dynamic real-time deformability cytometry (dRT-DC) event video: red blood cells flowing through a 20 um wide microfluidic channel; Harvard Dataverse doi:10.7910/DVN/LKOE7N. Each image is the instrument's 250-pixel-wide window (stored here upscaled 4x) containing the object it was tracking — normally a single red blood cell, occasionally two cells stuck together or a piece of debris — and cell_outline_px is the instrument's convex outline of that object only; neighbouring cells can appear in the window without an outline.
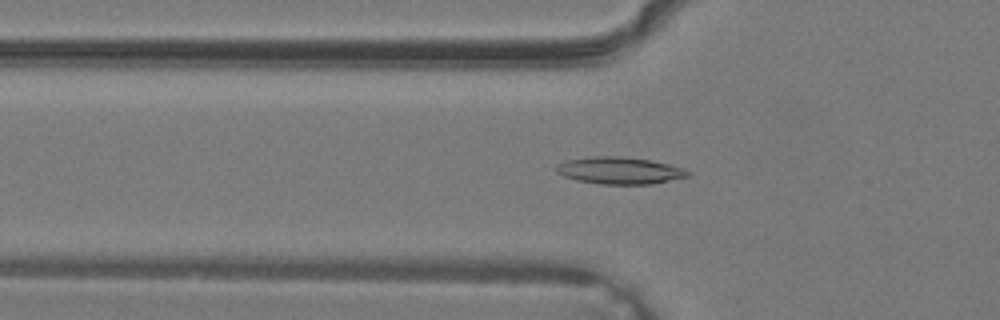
{"species": "common noctule bat (a hibernating species)", "species_latin": "Nyctalus noctula", "temperature_condition": "warm", "stored_images_in_passage": 27, "camera_frame_rate_fps": 3000, "um_per_image_px": 0.085, "animal": {"sex": "male", "body_mass_g": 19.2, "forearm_length_mm": 51.8}, "frame": {"image": 1, "passage_image": 5, "time_ms": 1.333, "image_size_px": [1000, 320], "cell_outline_px": [[692, 172], [688, 176], [652, 184], [600, 184], [576, 180], [564, 176], [556, 172], [556, 164], [568, 160], [592, 156], [624, 156], [652, 160], [684, 168]], "centroid_in_image_um": [52.67, 14.49], "position_along_channel_um": 73.1, "area_um2": 20.81}}
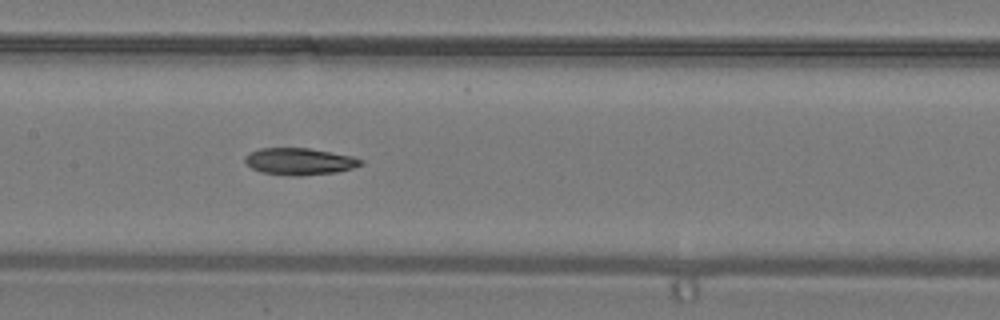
{"frame": {"image": 2, "passage_image": 11, "time_ms": 3.333, "image_size_px": [1000, 320], "cell_outline_px": [[364, 164], [352, 168], [336, 172], [292, 176], [260, 172], [252, 168], [244, 160], [244, 156], [248, 152], [260, 148], [308, 148], [352, 156], [364, 160]], "centroid_in_image_um": [25.44, 13.71], "position_along_channel_um": 182.0, "area_um2": 18.09}}
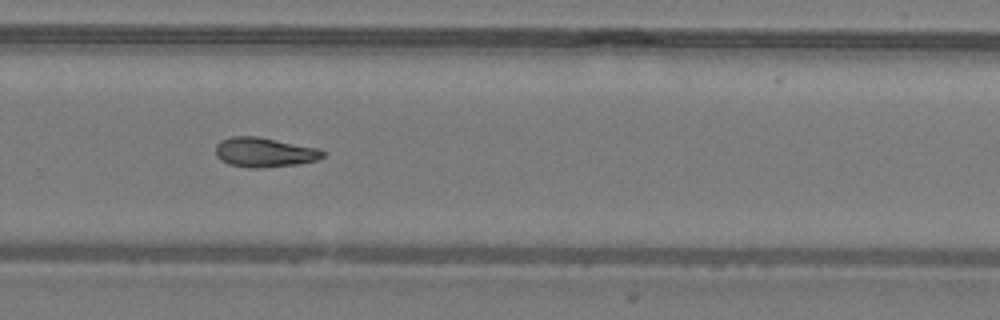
{"frame": {"image": 3, "passage_image": 18, "time_ms": 5.667, "image_size_px": [1000, 320], "cell_outline_px": [[324, 156], [316, 160], [296, 164], [260, 168], [248, 168], [228, 164], [220, 160], [216, 156], [216, 144], [220, 140], [232, 136], [256, 136], [320, 148], [324, 152]], "centroid_in_image_um": [22.44, 12.94], "position_along_channel_um": 307.4, "area_um2": 18.55}}